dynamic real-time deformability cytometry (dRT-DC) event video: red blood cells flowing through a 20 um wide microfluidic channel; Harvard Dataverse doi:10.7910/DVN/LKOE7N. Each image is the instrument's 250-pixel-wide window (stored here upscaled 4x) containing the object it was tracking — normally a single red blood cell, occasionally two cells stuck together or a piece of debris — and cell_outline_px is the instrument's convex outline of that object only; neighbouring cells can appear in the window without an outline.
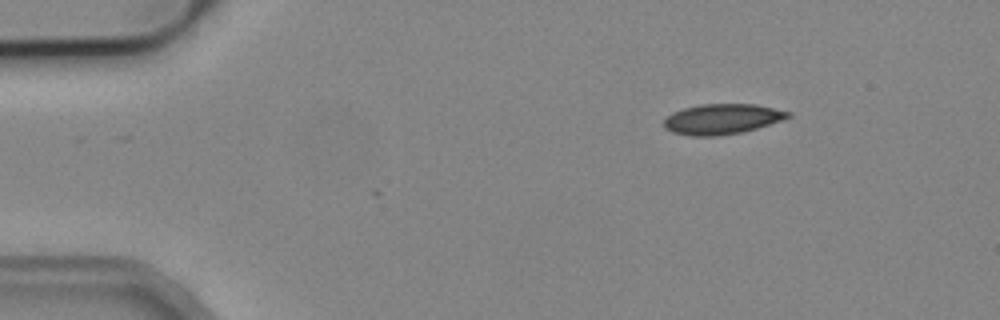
{"species": "common noctule bat (a hibernating species)", "species_latin": "Nyctalus noctula", "temperature_condition": "cold", "stored_images_in_passage": 3, "camera_frame_rate_fps": 3000, "um_per_image_px": 0.085, "animal": {"sex": "male", "body_mass_g": 19.2, "forearm_length_mm": 51.8}, "frame": {"image": 1, "passage_image": 1, "time_ms": 0.0, "image_size_px": [1000, 320], "cell_outline_px": [[792, 116], [756, 128], [740, 132], [716, 136], [688, 136], [672, 132], [664, 128], [664, 120], [672, 112], [684, 108], [700, 104], [756, 104], [792, 112]], "centroid_in_image_um": [61.35, 10.11], "position_along_channel_um": 23.7, "area_um2": 21.85}}